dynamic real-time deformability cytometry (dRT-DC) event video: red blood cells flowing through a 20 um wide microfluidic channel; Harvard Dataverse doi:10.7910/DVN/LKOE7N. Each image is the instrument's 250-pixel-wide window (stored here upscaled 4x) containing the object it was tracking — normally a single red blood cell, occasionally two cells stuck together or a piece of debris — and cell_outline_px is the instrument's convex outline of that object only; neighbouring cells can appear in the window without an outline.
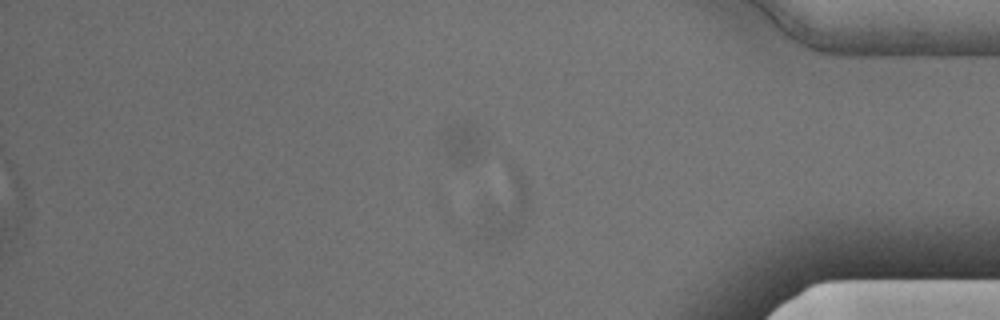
{"species": "Egyptian fruit bat (a non-hibernating species)", "species_latin": "Rousettus aegyptiacus", "temperature_condition": "cold", "stored_images_in_passage": 39, "camera_frame_rate_fps": 3000, "um_per_image_px": 0.085, "animal": {"sex": "male"}, "frame": {"image": 1, "passage_image": 39, "time_ms": 12.667, "image_size_px": [1000, 320], "cell_outline_px": [[528, 208], [524, 224], [520, 228], [508, 236], [500, 240], [480, 240], [484, 208], [508, 164], [512, 164], [524, 176], [528, 196]], "centroid_in_image_um": [42.99, 17.54], "position_along_channel_um": 392.2, "area_um2": 17.74}}